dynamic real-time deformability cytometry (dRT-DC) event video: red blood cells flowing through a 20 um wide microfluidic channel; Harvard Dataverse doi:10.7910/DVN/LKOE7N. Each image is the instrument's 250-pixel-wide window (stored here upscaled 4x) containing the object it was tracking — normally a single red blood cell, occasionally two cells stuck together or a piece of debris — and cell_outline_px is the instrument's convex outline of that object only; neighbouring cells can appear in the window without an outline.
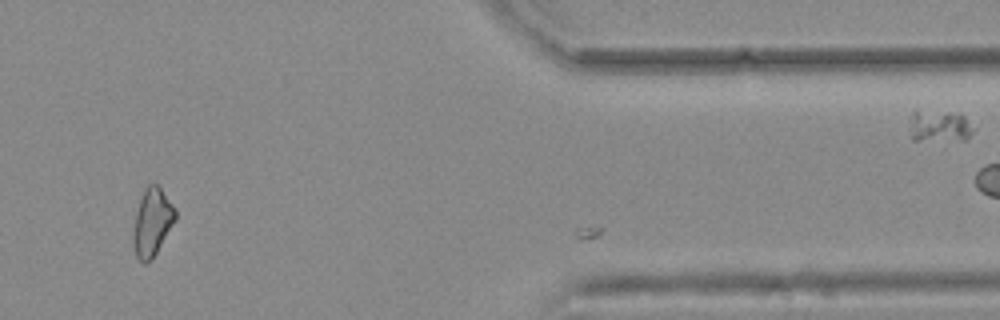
{"species": "common noctule bat (a hibernating species)", "species_latin": "Nyctalus noctula", "temperature_condition": "warm", "stored_images_in_passage": 36, "camera_frame_rate_fps": 3000, "um_per_image_px": 0.085, "animal": {"sex": "female", "body_mass_g": 25.1}, "frame": {"image": 1, "passage_image": 35, "time_ms": 11.333, "image_size_px": [1000, 320], "cell_outline_px": [[176, 220], [152, 260], [144, 264], [136, 256], [132, 240], [132, 232], [136, 212], [144, 188], [148, 184], [156, 184], [160, 188], [176, 208]], "centroid_in_image_um": [12.93, 18.91], "position_along_channel_um": 398.5, "area_um2": 16.7}}